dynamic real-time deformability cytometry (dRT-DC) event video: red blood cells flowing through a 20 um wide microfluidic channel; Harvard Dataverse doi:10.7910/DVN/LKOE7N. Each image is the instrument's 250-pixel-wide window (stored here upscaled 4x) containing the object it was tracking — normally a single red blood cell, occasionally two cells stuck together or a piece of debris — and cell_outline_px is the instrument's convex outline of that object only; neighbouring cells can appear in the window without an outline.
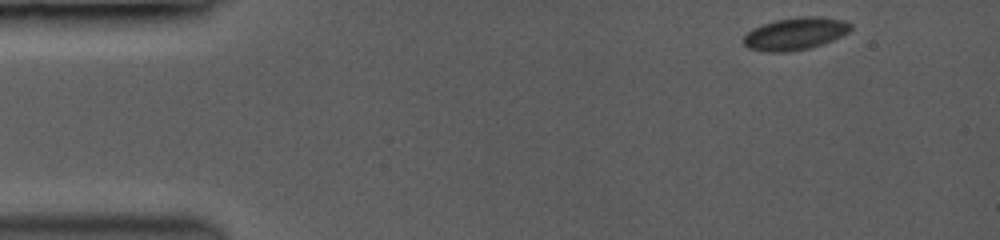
{"species": "common noctule bat (a hibernating species)", "species_latin": "Nyctalus noctula", "temperature_condition": "room temperature", "stored_images_in_passage": 10, "camera_frame_rate_fps": 3500, "um_per_image_px": 0.085, "animal": {"sex": "female", "body_mass_g": 19.0, "forearm_length_mm": 53.3}, "frame": {"image": 1, "passage_image": 1, "time_ms": 0.0, "image_size_px": [1000, 240], "cell_outline_px": [[852, 28], [848, 32], [840, 36], [820, 44], [808, 48], [784, 52], [768, 52], [748, 48], [744, 44], [744, 36], [748, 32], [764, 24], [780, 20], [840, 20], [852, 24]], "centroid_in_image_um": [67.52, 2.94], "position_along_channel_um": 17.5, "area_um2": 18.5}}
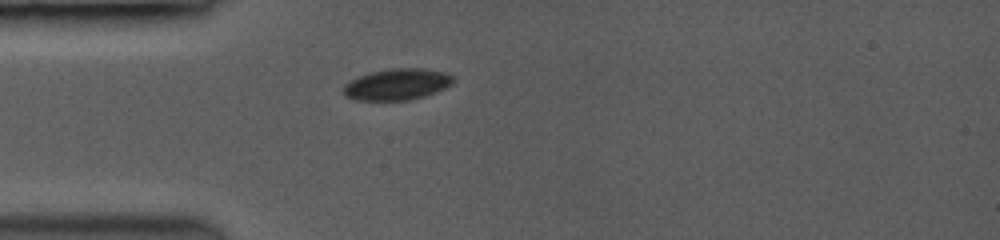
{"frame": {"image": 2, "passage_image": 7, "time_ms": 3.143, "image_size_px": [1000, 240], "cell_outline_px": [[452, 84], [444, 88], [408, 100], [356, 100], [344, 96], [344, 84], [360, 76], [372, 72], [396, 68], [420, 68], [444, 72], [452, 76]], "centroid_in_image_um": [33.71, 7.17], "position_along_channel_um": 51.3, "area_um2": 19.48}}